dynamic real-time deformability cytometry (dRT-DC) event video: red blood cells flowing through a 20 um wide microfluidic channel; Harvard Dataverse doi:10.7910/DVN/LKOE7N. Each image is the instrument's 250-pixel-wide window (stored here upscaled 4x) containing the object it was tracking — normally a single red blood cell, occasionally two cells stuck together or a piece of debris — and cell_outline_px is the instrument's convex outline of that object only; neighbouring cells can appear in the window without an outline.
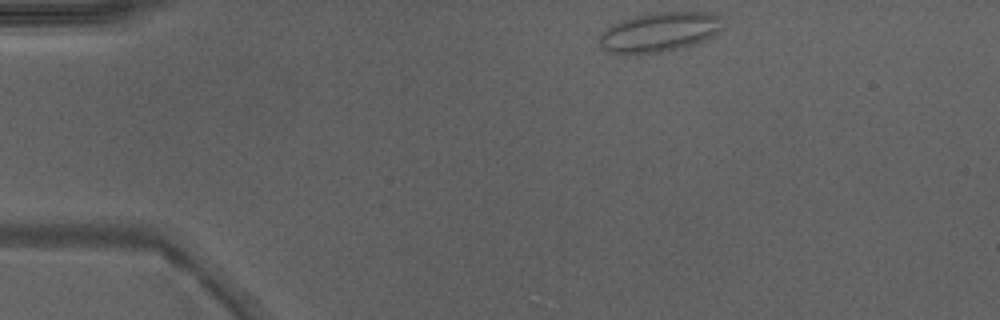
{"species": "Egyptian fruit bat (a non-hibernating species)", "species_latin": "Rousettus aegyptiacus", "temperature_condition": "warm", "stored_images_in_passage": 13, "camera_frame_rate_fps": 3000, "um_per_image_px": 0.085, "animal": {"sex": "male"}, "frame": {"image": 1, "passage_image": 1, "time_ms": 0.0, "image_size_px": [1000, 320], "cell_outline_px": [[720, 28], [712, 36], [696, 44], [660, 52], [640, 56], [624, 56], [608, 52], [600, 48], [600, 32], [612, 24], [636, 16], [656, 12], [708, 12], [720, 16]], "centroid_in_image_um": [55.96, 2.77], "position_along_channel_um": 29.0, "area_um2": 28.73}}